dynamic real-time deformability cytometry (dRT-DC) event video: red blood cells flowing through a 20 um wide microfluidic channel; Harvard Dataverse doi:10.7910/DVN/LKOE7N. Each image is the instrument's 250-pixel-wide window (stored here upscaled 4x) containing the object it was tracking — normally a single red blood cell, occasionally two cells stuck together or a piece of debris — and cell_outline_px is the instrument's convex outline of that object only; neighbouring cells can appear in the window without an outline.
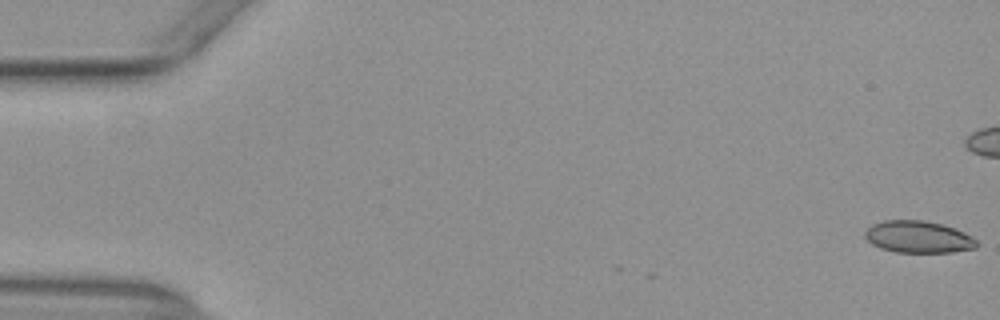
{"species": "common noctule bat (a hibernating species)", "species_latin": "Nyctalus noctula", "temperature_condition": "warm", "stored_images_in_passage": 4, "camera_frame_rate_fps": 3000, "um_per_image_px": 0.085, "animal": {"sex": "female", "body_mass_g": 29.2, "forearm_length_mm": 56.3}, "frame": {"image": 1, "passage_image": 1, "time_ms": 0.0, "image_size_px": [1000, 320], "cell_outline_px": [[980, 244], [976, 248], [952, 252], [896, 252], [880, 248], [872, 244], [864, 236], [864, 232], [872, 224], [884, 220], [924, 220], [944, 224], [964, 232], [972, 236]], "centroid_in_image_um": [78.07, 20.13], "position_along_channel_um": 6.9, "area_um2": 20.98}}